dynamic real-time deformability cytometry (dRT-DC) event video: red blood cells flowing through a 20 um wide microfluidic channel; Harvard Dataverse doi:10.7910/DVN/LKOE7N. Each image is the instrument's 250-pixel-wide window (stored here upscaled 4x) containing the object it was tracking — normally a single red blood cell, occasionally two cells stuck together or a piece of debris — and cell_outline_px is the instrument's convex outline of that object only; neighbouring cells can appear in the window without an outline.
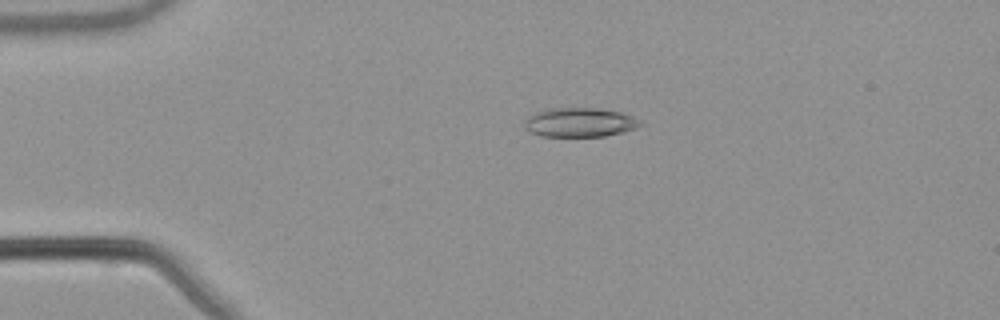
{"species": "common noctule bat (a hibernating species)", "species_latin": "Nyctalus noctula", "temperature_condition": "warm", "stored_images_in_passage": 49, "camera_frame_rate_fps": 3000, "um_per_image_px": 0.085, "animal": {"sex": "male", "body_mass_g": 21.5, "forearm_length_mm": 52.0}, "frame": {"image": 1, "passage_image": 7, "time_ms": 2.0, "image_size_px": [1000, 320], "cell_outline_px": [[644, 124], [636, 128], [604, 136], [540, 136], [528, 132], [524, 128], [524, 120], [528, 116], [536, 112], [548, 108], [600, 108], [620, 112], [632, 116], [640, 120]], "centroid_in_image_um": [49.24, 10.4], "position_along_channel_um": 35.8, "area_um2": 19.83}}
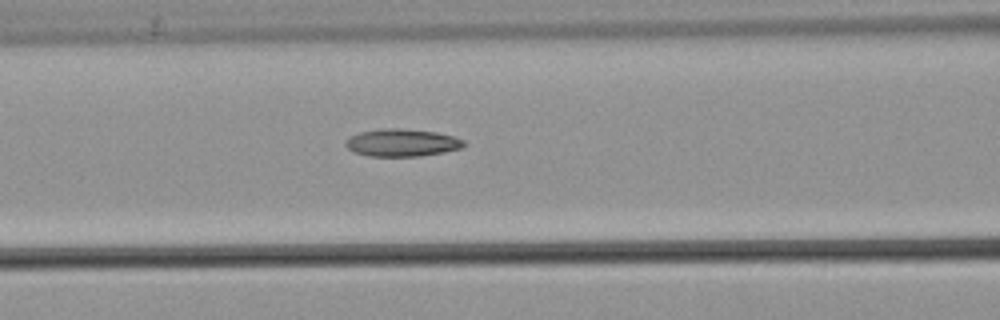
{"frame": {"image": 2, "passage_image": 18, "time_ms": 5.667, "image_size_px": [1000, 320], "cell_outline_px": [[464, 144], [460, 148], [444, 152], [420, 156], [368, 156], [352, 152], [344, 144], [344, 140], [360, 132], [380, 128], [400, 128], [436, 132], [452, 136], [464, 140]], "centroid_in_image_um": [34.11, 12.13], "position_along_channel_um": 132.5, "area_um2": 18.96}}
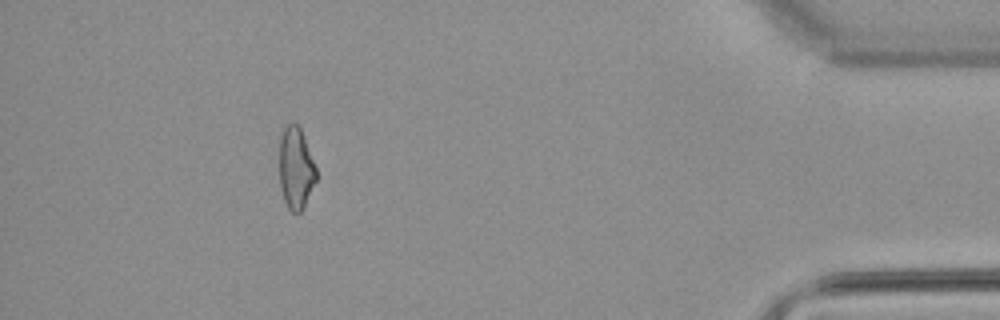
{"frame": {"image": 3, "passage_image": 44, "time_ms": 14.333, "image_size_px": [1000, 320], "cell_outline_px": [[316, 180], [300, 212], [292, 212], [288, 208], [284, 200], [280, 188], [280, 136], [284, 128], [292, 120], [300, 128], [316, 168]], "centroid_in_image_um": [25.12, 14.27], "position_along_channel_um": 410.1, "area_um2": 17.22}, "authors_computed_cell_mechanics": {"area_um2": 18.496, "velocity_mm_per_s": 3.8362, "shape_relaxation_time_tau1_ms": null, "shape_relaxation_time_tau2_ms": 5.0951, "deformation_change_tau1": null, "deformation_change_tau2": 0.1445}}